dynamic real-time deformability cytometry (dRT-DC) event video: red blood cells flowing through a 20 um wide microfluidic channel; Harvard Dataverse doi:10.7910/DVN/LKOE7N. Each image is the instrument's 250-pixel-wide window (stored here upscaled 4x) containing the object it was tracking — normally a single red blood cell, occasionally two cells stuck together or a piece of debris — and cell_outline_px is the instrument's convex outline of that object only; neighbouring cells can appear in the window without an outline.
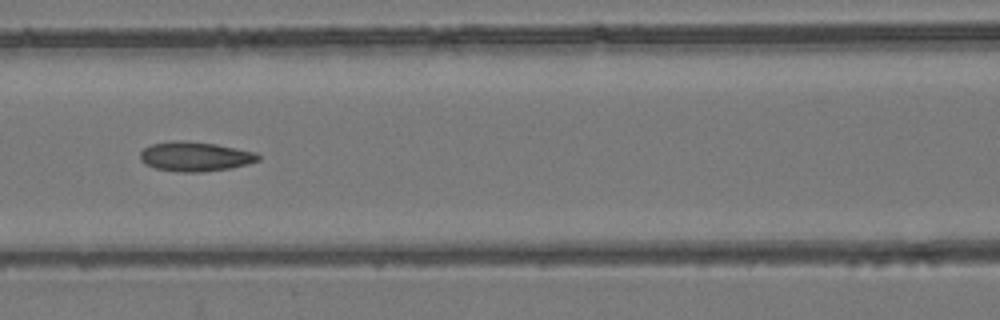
{"species": "common noctule bat (a hibernating species)", "species_latin": "Nyctalus noctula", "temperature_condition": "room temperature", "stored_images_in_passage": 6, "camera_frame_rate_fps": 3000, "um_per_image_px": 0.085, "animal": {"sex": "female", "body_mass_g": 24.6, "forearm_length_mm": 56.2}, "frame": {"image": 1, "passage_image": 6, "time_ms": 1.667, "image_size_px": [1000, 320], "cell_outline_px": [[260, 160], [248, 164], [232, 168], [200, 172], [180, 172], [156, 168], [144, 164], [140, 160], [140, 152], [144, 148], [152, 144], [172, 140], [184, 140], [216, 144], [256, 152], [260, 156]], "centroid_in_image_um": [16.59, 13.3], "position_along_channel_um": 150.0, "area_um2": 20.46}}